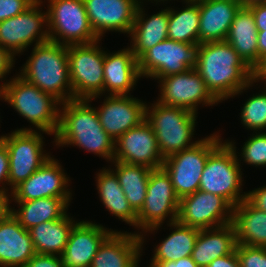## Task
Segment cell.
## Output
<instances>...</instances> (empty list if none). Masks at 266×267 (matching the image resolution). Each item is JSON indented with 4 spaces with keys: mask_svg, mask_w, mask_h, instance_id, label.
<instances>
[{
    "mask_svg": "<svg viewBox=\"0 0 266 267\" xmlns=\"http://www.w3.org/2000/svg\"><path fill=\"white\" fill-rule=\"evenodd\" d=\"M195 69L219 102L257 82L255 72L226 40L199 44Z\"/></svg>",
    "mask_w": 266,
    "mask_h": 267,
    "instance_id": "1",
    "label": "cell"
},
{
    "mask_svg": "<svg viewBox=\"0 0 266 267\" xmlns=\"http://www.w3.org/2000/svg\"><path fill=\"white\" fill-rule=\"evenodd\" d=\"M55 134L58 146H79L109 161L114 160L115 141L104 131L96 109L88 99H73L62 103Z\"/></svg>",
    "mask_w": 266,
    "mask_h": 267,
    "instance_id": "2",
    "label": "cell"
},
{
    "mask_svg": "<svg viewBox=\"0 0 266 267\" xmlns=\"http://www.w3.org/2000/svg\"><path fill=\"white\" fill-rule=\"evenodd\" d=\"M20 76L61 104L73 100L68 46L48 41L34 45L32 54L20 70Z\"/></svg>",
    "mask_w": 266,
    "mask_h": 267,
    "instance_id": "3",
    "label": "cell"
},
{
    "mask_svg": "<svg viewBox=\"0 0 266 267\" xmlns=\"http://www.w3.org/2000/svg\"><path fill=\"white\" fill-rule=\"evenodd\" d=\"M3 85V100L19 115L43 133L56 134L60 110L57 106L61 104L57 99L27 82L20 75Z\"/></svg>",
    "mask_w": 266,
    "mask_h": 267,
    "instance_id": "4",
    "label": "cell"
},
{
    "mask_svg": "<svg viewBox=\"0 0 266 267\" xmlns=\"http://www.w3.org/2000/svg\"><path fill=\"white\" fill-rule=\"evenodd\" d=\"M146 106V121L151 125L163 158L193 147L191 142L196 124V113L185 108L168 106L158 101Z\"/></svg>",
    "mask_w": 266,
    "mask_h": 267,
    "instance_id": "5",
    "label": "cell"
},
{
    "mask_svg": "<svg viewBox=\"0 0 266 267\" xmlns=\"http://www.w3.org/2000/svg\"><path fill=\"white\" fill-rule=\"evenodd\" d=\"M236 147L231 141L221 143L209 156L204 166L200 191L224 198L233 208L246 199L241 194L242 171Z\"/></svg>",
    "mask_w": 266,
    "mask_h": 267,
    "instance_id": "6",
    "label": "cell"
},
{
    "mask_svg": "<svg viewBox=\"0 0 266 267\" xmlns=\"http://www.w3.org/2000/svg\"><path fill=\"white\" fill-rule=\"evenodd\" d=\"M48 3L49 41L69 46L101 40L91 28L83 0H48Z\"/></svg>",
    "mask_w": 266,
    "mask_h": 267,
    "instance_id": "7",
    "label": "cell"
},
{
    "mask_svg": "<svg viewBox=\"0 0 266 267\" xmlns=\"http://www.w3.org/2000/svg\"><path fill=\"white\" fill-rule=\"evenodd\" d=\"M222 143L217 134L201 139L196 145L164 158L162 167L169 174L176 195L181 199L199 190L208 156Z\"/></svg>",
    "mask_w": 266,
    "mask_h": 267,
    "instance_id": "8",
    "label": "cell"
},
{
    "mask_svg": "<svg viewBox=\"0 0 266 267\" xmlns=\"http://www.w3.org/2000/svg\"><path fill=\"white\" fill-rule=\"evenodd\" d=\"M90 44L68 46L70 81L74 99L99 98L103 94L104 51L97 45ZM101 94V95H100Z\"/></svg>",
    "mask_w": 266,
    "mask_h": 267,
    "instance_id": "9",
    "label": "cell"
},
{
    "mask_svg": "<svg viewBox=\"0 0 266 267\" xmlns=\"http://www.w3.org/2000/svg\"><path fill=\"white\" fill-rule=\"evenodd\" d=\"M9 156L8 185L12 190L27 180L36 170L51 158L43 152V137L37 130L21 128L0 137Z\"/></svg>",
    "mask_w": 266,
    "mask_h": 267,
    "instance_id": "10",
    "label": "cell"
},
{
    "mask_svg": "<svg viewBox=\"0 0 266 267\" xmlns=\"http://www.w3.org/2000/svg\"><path fill=\"white\" fill-rule=\"evenodd\" d=\"M180 198L176 195L169 174L163 167L152 169L145 202L137 213V228L152 232L161 227L166 217L169 224L177 221Z\"/></svg>",
    "mask_w": 266,
    "mask_h": 267,
    "instance_id": "11",
    "label": "cell"
},
{
    "mask_svg": "<svg viewBox=\"0 0 266 267\" xmlns=\"http://www.w3.org/2000/svg\"><path fill=\"white\" fill-rule=\"evenodd\" d=\"M198 45L170 39L157 43L138 59L140 76L161 79L195 68Z\"/></svg>",
    "mask_w": 266,
    "mask_h": 267,
    "instance_id": "12",
    "label": "cell"
},
{
    "mask_svg": "<svg viewBox=\"0 0 266 267\" xmlns=\"http://www.w3.org/2000/svg\"><path fill=\"white\" fill-rule=\"evenodd\" d=\"M42 3V0H37L25 12L0 22V46L14 57L33 42L39 45L49 41L47 27L42 30L48 23L47 12L39 10Z\"/></svg>",
    "mask_w": 266,
    "mask_h": 267,
    "instance_id": "13",
    "label": "cell"
},
{
    "mask_svg": "<svg viewBox=\"0 0 266 267\" xmlns=\"http://www.w3.org/2000/svg\"><path fill=\"white\" fill-rule=\"evenodd\" d=\"M233 207L221 196L196 191L180 199L177 221L202 229L221 227L232 223Z\"/></svg>",
    "mask_w": 266,
    "mask_h": 267,
    "instance_id": "14",
    "label": "cell"
},
{
    "mask_svg": "<svg viewBox=\"0 0 266 267\" xmlns=\"http://www.w3.org/2000/svg\"><path fill=\"white\" fill-rule=\"evenodd\" d=\"M157 80L161 87V96L157 101L161 104L185 108L197 114L198 104L212 106L219 102L195 68Z\"/></svg>",
    "mask_w": 266,
    "mask_h": 267,
    "instance_id": "15",
    "label": "cell"
},
{
    "mask_svg": "<svg viewBox=\"0 0 266 267\" xmlns=\"http://www.w3.org/2000/svg\"><path fill=\"white\" fill-rule=\"evenodd\" d=\"M114 161L142 165L150 169L162 167L164 158L151 125L144 120L115 141Z\"/></svg>",
    "mask_w": 266,
    "mask_h": 267,
    "instance_id": "16",
    "label": "cell"
},
{
    "mask_svg": "<svg viewBox=\"0 0 266 267\" xmlns=\"http://www.w3.org/2000/svg\"><path fill=\"white\" fill-rule=\"evenodd\" d=\"M91 28L102 39L106 31L130 35L141 0H83Z\"/></svg>",
    "mask_w": 266,
    "mask_h": 267,
    "instance_id": "17",
    "label": "cell"
},
{
    "mask_svg": "<svg viewBox=\"0 0 266 267\" xmlns=\"http://www.w3.org/2000/svg\"><path fill=\"white\" fill-rule=\"evenodd\" d=\"M96 110L104 131L116 141L146 120V104L131 95H109Z\"/></svg>",
    "mask_w": 266,
    "mask_h": 267,
    "instance_id": "18",
    "label": "cell"
},
{
    "mask_svg": "<svg viewBox=\"0 0 266 267\" xmlns=\"http://www.w3.org/2000/svg\"><path fill=\"white\" fill-rule=\"evenodd\" d=\"M70 179L60 163L51 157L27 180L16 186L11 195L14 202L30 201L45 197L71 198L67 187Z\"/></svg>",
    "mask_w": 266,
    "mask_h": 267,
    "instance_id": "19",
    "label": "cell"
},
{
    "mask_svg": "<svg viewBox=\"0 0 266 267\" xmlns=\"http://www.w3.org/2000/svg\"><path fill=\"white\" fill-rule=\"evenodd\" d=\"M113 232L90 221L76 223L61 255L64 267H90L99 247Z\"/></svg>",
    "mask_w": 266,
    "mask_h": 267,
    "instance_id": "20",
    "label": "cell"
},
{
    "mask_svg": "<svg viewBox=\"0 0 266 267\" xmlns=\"http://www.w3.org/2000/svg\"><path fill=\"white\" fill-rule=\"evenodd\" d=\"M141 233L114 231L99 247L90 267H138L144 243Z\"/></svg>",
    "mask_w": 266,
    "mask_h": 267,
    "instance_id": "21",
    "label": "cell"
},
{
    "mask_svg": "<svg viewBox=\"0 0 266 267\" xmlns=\"http://www.w3.org/2000/svg\"><path fill=\"white\" fill-rule=\"evenodd\" d=\"M240 8L238 0H199L198 44L225 41Z\"/></svg>",
    "mask_w": 266,
    "mask_h": 267,
    "instance_id": "22",
    "label": "cell"
},
{
    "mask_svg": "<svg viewBox=\"0 0 266 267\" xmlns=\"http://www.w3.org/2000/svg\"><path fill=\"white\" fill-rule=\"evenodd\" d=\"M35 254L29 230L10 212L0 220V267H23Z\"/></svg>",
    "mask_w": 266,
    "mask_h": 267,
    "instance_id": "23",
    "label": "cell"
},
{
    "mask_svg": "<svg viewBox=\"0 0 266 267\" xmlns=\"http://www.w3.org/2000/svg\"><path fill=\"white\" fill-rule=\"evenodd\" d=\"M103 75V93L107 90L109 95H130L129 92L141 77L138 59L132 48L128 47L112 54L104 51Z\"/></svg>",
    "mask_w": 266,
    "mask_h": 267,
    "instance_id": "24",
    "label": "cell"
},
{
    "mask_svg": "<svg viewBox=\"0 0 266 267\" xmlns=\"http://www.w3.org/2000/svg\"><path fill=\"white\" fill-rule=\"evenodd\" d=\"M235 228L232 223L211 229L199 230L192 252L193 261L207 267L216 258L232 253L236 247Z\"/></svg>",
    "mask_w": 266,
    "mask_h": 267,
    "instance_id": "25",
    "label": "cell"
},
{
    "mask_svg": "<svg viewBox=\"0 0 266 267\" xmlns=\"http://www.w3.org/2000/svg\"><path fill=\"white\" fill-rule=\"evenodd\" d=\"M226 41L255 72L258 68V31L249 8L241 7L236 13Z\"/></svg>",
    "mask_w": 266,
    "mask_h": 267,
    "instance_id": "26",
    "label": "cell"
},
{
    "mask_svg": "<svg viewBox=\"0 0 266 267\" xmlns=\"http://www.w3.org/2000/svg\"><path fill=\"white\" fill-rule=\"evenodd\" d=\"M141 5L140 3L129 35L132 38L131 48L137 59L157 43L168 39L169 8L145 19L146 16Z\"/></svg>",
    "mask_w": 266,
    "mask_h": 267,
    "instance_id": "27",
    "label": "cell"
},
{
    "mask_svg": "<svg viewBox=\"0 0 266 267\" xmlns=\"http://www.w3.org/2000/svg\"><path fill=\"white\" fill-rule=\"evenodd\" d=\"M232 224L237 244L266 247V212L244 199L233 208Z\"/></svg>",
    "mask_w": 266,
    "mask_h": 267,
    "instance_id": "28",
    "label": "cell"
},
{
    "mask_svg": "<svg viewBox=\"0 0 266 267\" xmlns=\"http://www.w3.org/2000/svg\"><path fill=\"white\" fill-rule=\"evenodd\" d=\"M77 223L67 213L60 219L40 223L29 229L37 254L58 255L64 252L73 226Z\"/></svg>",
    "mask_w": 266,
    "mask_h": 267,
    "instance_id": "29",
    "label": "cell"
},
{
    "mask_svg": "<svg viewBox=\"0 0 266 267\" xmlns=\"http://www.w3.org/2000/svg\"><path fill=\"white\" fill-rule=\"evenodd\" d=\"M71 198L45 197L17 202L19 210L11 208V214L26 230L40 223L62 218Z\"/></svg>",
    "mask_w": 266,
    "mask_h": 267,
    "instance_id": "30",
    "label": "cell"
},
{
    "mask_svg": "<svg viewBox=\"0 0 266 267\" xmlns=\"http://www.w3.org/2000/svg\"><path fill=\"white\" fill-rule=\"evenodd\" d=\"M97 174L98 194L106 209L130 226L137 227V213L130 206L114 170L105 168Z\"/></svg>",
    "mask_w": 266,
    "mask_h": 267,
    "instance_id": "31",
    "label": "cell"
},
{
    "mask_svg": "<svg viewBox=\"0 0 266 267\" xmlns=\"http://www.w3.org/2000/svg\"><path fill=\"white\" fill-rule=\"evenodd\" d=\"M174 231L155 247L151 263L177 261L192 255L199 229L179 223L171 222Z\"/></svg>",
    "mask_w": 266,
    "mask_h": 267,
    "instance_id": "32",
    "label": "cell"
},
{
    "mask_svg": "<svg viewBox=\"0 0 266 267\" xmlns=\"http://www.w3.org/2000/svg\"><path fill=\"white\" fill-rule=\"evenodd\" d=\"M115 163V174L132 209L138 213L146 198L147 185L152 169L142 165Z\"/></svg>",
    "mask_w": 266,
    "mask_h": 267,
    "instance_id": "33",
    "label": "cell"
},
{
    "mask_svg": "<svg viewBox=\"0 0 266 267\" xmlns=\"http://www.w3.org/2000/svg\"><path fill=\"white\" fill-rule=\"evenodd\" d=\"M184 2L187 4L186 8L178 12L169 8L168 39L198 44L199 0H184Z\"/></svg>",
    "mask_w": 266,
    "mask_h": 267,
    "instance_id": "34",
    "label": "cell"
},
{
    "mask_svg": "<svg viewBox=\"0 0 266 267\" xmlns=\"http://www.w3.org/2000/svg\"><path fill=\"white\" fill-rule=\"evenodd\" d=\"M240 117L247 129L261 132L266 128V90L247 99Z\"/></svg>",
    "mask_w": 266,
    "mask_h": 267,
    "instance_id": "35",
    "label": "cell"
},
{
    "mask_svg": "<svg viewBox=\"0 0 266 267\" xmlns=\"http://www.w3.org/2000/svg\"><path fill=\"white\" fill-rule=\"evenodd\" d=\"M242 148L243 161L249 165L266 166V133L255 132Z\"/></svg>",
    "mask_w": 266,
    "mask_h": 267,
    "instance_id": "36",
    "label": "cell"
},
{
    "mask_svg": "<svg viewBox=\"0 0 266 267\" xmlns=\"http://www.w3.org/2000/svg\"><path fill=\"white\" fill-rule=\"evenodd\" d=\"M240 267H266V247L236 244Z\"/></svg>",
    "mask_w": 266,
    "mask_h": 267,
    "instance_id": "37",
    "label": "cell"
},
{
    "mask_svg": "<svg viewBox=\"0 0 266 267\" xmlns=\"http://www.w3.org/2000/svg\"><path fill=\"white\" fill-rule=\"evenodd\" d=\"M36 1L37 0H0V22L25 12Z\"/></svg>",
    "mask_w": 266,
    "mask_h": 267,
    "instance_id": "38",
    "label": "cell"
},
{
    "mask_svg": "<svg viewBox=\"0 0 266 267\" xmlns=\"http://www.w3.org/2000/svg\"><path fill=\"white\" fill-rule=\"evenodd\" d=\"M23 267H64L58 255L35 254Z\"/></svg>",
    "mask_w": 266,
    "mask_h": 267,
    "instance_id": "39",
    "label": "cell"
},
{
    "mask_svg": "<svg viewBox=\"0 0 266 267\" xmlns=\"http://www.w3.org/2000/svg\"><path fill=\"white\" fill-rule=\"evenodd\" d=\"M246 200L253 207L266 212V186L247 192Z\"/></svg>",
    "mask_w": 266,
    "mask_h": 267,
    "instance_id": "40",
    "label": "cell"
},
{
    "mask_svg": "<svg viewBox=\"0 0 266 267\" xmlns=\"http://www.w3.org/2000/svg\"><path fill=\"white\" fill-rule=\"evenodd\" d=\"M8 177H9L8 150L5 144L0 140V183H2L3 185L6 183L8 185ZM3 187L5 186H1L0 190L8 191Z\"/></svg>",
    "mask_w": 266,
    "mask_h": 267,
    "instance_id": "41",
    "label": "cell"
},
{
    "mask_svg": "<svg viewBox=\"0 0 266 267\" xmlns=\"http://www.w3.org/2000/svg\"><path fill=\"white\" fill-rule=\"evenodd\" d=\"M257 31L266 30V3L250 6Z\"/></svg>",
    "mask_w": 266,
    "mask_h": 267,
    "instance_id": "42",
    "label": "cell"
},
{
    "mask_svg": "<svg viewBox=\"0 0 266 267\" xmlns=\"http://www.w3.org/2000/svg\"><path fill=\"white\" fill-rule=\"evenodd\" d=\"M14 56L6 49L0 46V80L10 72L14 63Z\"/></svg>",
    "mask_w": 266,
    "mask_h": 267,
    "instance_id": "43",
    "label": "cell"
},
{
    "mask_svg": "<svg viewBox=\"0 0 266 267\" xmlns=\"http://www.w3.org/2000/svg\"><path fill=\"white\" fill-rule=\"evenodd\" d=\"M207 267H240L236 249L230 254L216 258Z\"/></svg>",
    "mask_w": 266,
    "mask_h": 267,
    "instance_id": "44",
    "label": "cell"
},
{
    "mask_svg": "<svg viewBox=\"0 0 266 267\" xmlns=\"http://www.w3.org/2000/svg\"><path fill=\"white\" fill-rule=\"evenodd\" d=\"M149 267H200L192 259L191 256L180 258L177 261H165L158 263H151Z\"/></svg>",
    "mask_w": 266,
    "mask_h": 267,
    "instance_id": "45",
    "label": "cell"
},
{
    "mask_svg": "<svg viewBox=\"0 0 266 267\" xmlns=\"http://www.w3.org/2000/svg\"><path fill=\"white\" fill-rule=\"evenodd\" d=\"M9 192L0 190V220L5 218L10 212H11V207H10V197L8 196Z\"/></svg>",
    "mask_w": 266,
    "mask_h": 267,
    "instance_id": "46",
    "label": "cell"
},
{
    "mask_svg": "<svg viewBox=\"0 0 266 267\" xmlns=\"http://www.w3.org/2000/svg\"><path fill=\"white\" fill-rule=\"evenodd\" d=\"M266 58V30L258 31V67Z\"/></svg>",
    "mask_w": 266,
    "mask_h": 267,
    "instance_id": "47",
    "label": "cell"
},
{
    "mask_svg": "<svg viewBox=\"0 0 266 267\" xmlns=\"http://www.w3.org/2000/svg\"><path fill=\"white\" fill-rule=\"evenodd\" d=\"M241 7L249 8L256 4L266 3V0H238Z\"/></svg>",
    "mask_w": 266,
    "mask_h": 267,
    "instance_id": "48",
    "label": "cell"
},
{
    "mask_svg": "<svg viewBox=\"0 0 266 267\" xmlns=\"http://www.w3.org/2000/svg\"><path fill=\"white\" fill-rule=\"evenodd\" d=\"M3 93H4V85L2 84V85H0V98H1V100H2V98H4Z\"/></svg>",
    "mask_w": 266,
    "mask_h": 267,
    "instance_id": "49",
    "label": "cell"
},
{
    "mask_svg": "<svg viewBox=\"0 0 266 267\" xmlns=\"http://www.w3.org/2000/svg\"><path fill=\"white\" fill-rule=\"evenodd\" d=\"M155 1H157V2H156V4H157V3L160 2V1H163V2H164V1H167V0H154V2H155Z\"/></svg>",
    "mask_w": 266,
    "mask_h": 267,
    "instance_id": "50",
    "label": "cell"
}]
</instances>
